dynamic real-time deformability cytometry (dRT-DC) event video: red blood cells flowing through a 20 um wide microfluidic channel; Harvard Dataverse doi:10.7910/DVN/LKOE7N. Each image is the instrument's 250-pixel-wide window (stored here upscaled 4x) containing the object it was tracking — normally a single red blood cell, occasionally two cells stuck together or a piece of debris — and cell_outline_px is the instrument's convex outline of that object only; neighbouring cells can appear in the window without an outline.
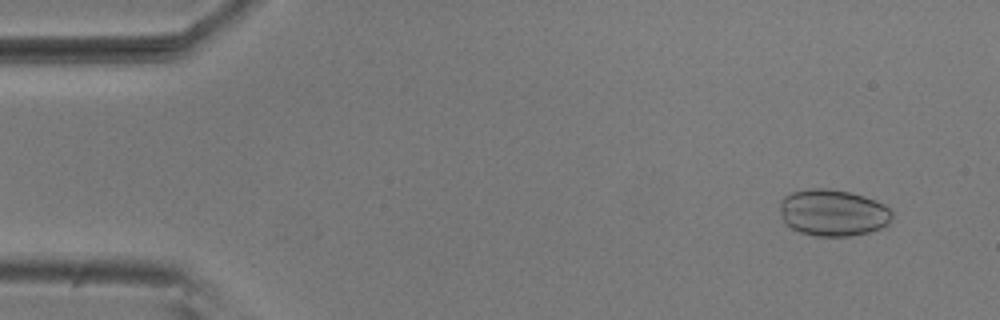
{"species": "common noctule bat (a hibernating species)", "species_latin": "Nyctalus noctula", "temperature_condition": "room temperature", "stored_images_in_passage": 54, "camera_frame_rate_fps": 3000, "um_per_image_px": 0.085, "animal": {"sex": "male", "body_mass_g": 20.5, "forearm_length_mm": 52.5}, "frame": {"image": 1, "passage_image": 4, "time_ms": 1.0, "image_size_px": [1000, 320], "cell_outline_px": [[892, 216], [888, 224], [880, 228], [868, 232], [852, 236], [816, 236], [800, 232], [792, 228], [784, 220], [780, 208], [780, 200], [784, 196], [792, 192], [812, 188], [828, 188], [848, 192], [864, 196], [876, 200], [884, 204], [892, 212]], "centroid_in_image_um": [70.81, 18.07], "position_along_channel_um": 14.2, "area_um2": 30.4}}
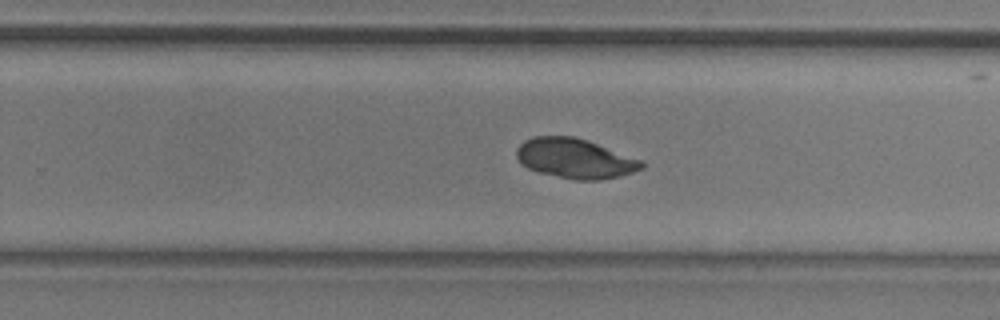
{"frame": {"image": 2, "passage_image": 34, "time_ms": 11.0, "image_size_px": [1000, 320], "cell_outline_px": [[644, 168], [620, 176], [600, 180], [576, 180], [540, 172], [528, 168], [520, 164], [516, 156], [516, 148], [524, 140], [532, 136], [572, 136], [588, 140], [640, 160], [644, 164]], "centroid_in_image_um": [48.83, 13.46], "position_along_channel_um": 281.0, "area_um2": 28.9}}
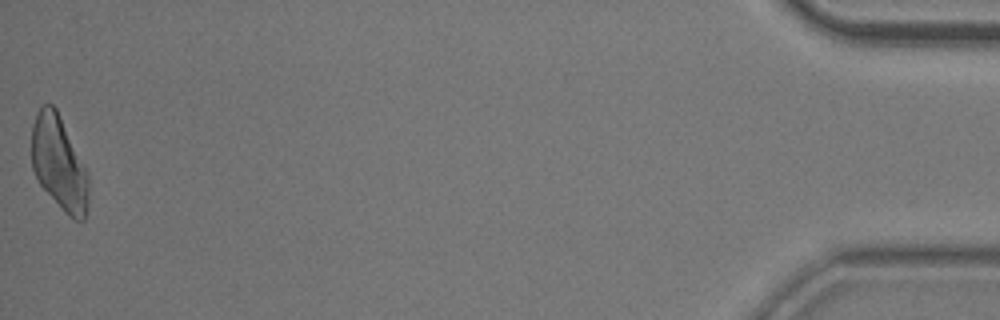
{"frame": {"image": 3, "passage_image": 54, "time_ms": 17.667, "image_size_px": [1000, 320], "cell_outline_px": [[88, 204], [84, 220], [76, 220], [68, 216], [64, 212], [40, 184], [32, 168], [32, 124], [36, 112], [44, 104], [52, 104], [56, 108], [88, 172]], "centroid_in_image_um": [5.02, 13.87], "position_along_channel_um": 430.2, "area_um2": 31.04}}